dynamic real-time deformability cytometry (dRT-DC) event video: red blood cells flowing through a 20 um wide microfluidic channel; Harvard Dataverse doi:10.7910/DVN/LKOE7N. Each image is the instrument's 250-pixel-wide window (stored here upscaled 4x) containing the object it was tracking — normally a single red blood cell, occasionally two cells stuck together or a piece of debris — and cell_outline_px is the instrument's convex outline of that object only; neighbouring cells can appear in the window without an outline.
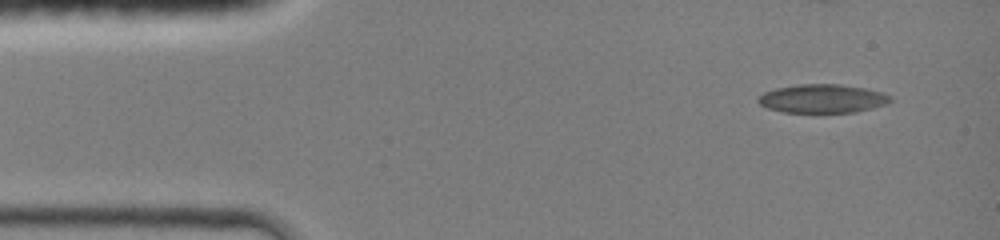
{"species": "common noctule bat (a hibernating species)", "species_latin": "Nyctalus noctula", "temperature_condition": "room temperature", "stored_images_in_passage": 41, "camera_frame_rate_fps": 3000, "um_per_image_px": 0.085, "animal": {"sex": "female", "body_mass_g": 19.0, "forearm_length_mm": 51.5}, "frame": {"image": 1, "passage_image": 1, "time_ms": 0.0, "image_size_px": [1000, 240], "cell_outline_px": [[892, 100], [884, 104], [872, 108], [856, 112], [784, 112], [768, 108], [760, 104], [756, 100], [764, 92], [776, 88], [800, 84], [840, 84], [864, 88], [884, 92], [892, 96]], "centroid_in_image_um": [69.93, 8.37], "position_along_channel_um": 15.1, "area_um2": 21.96}}
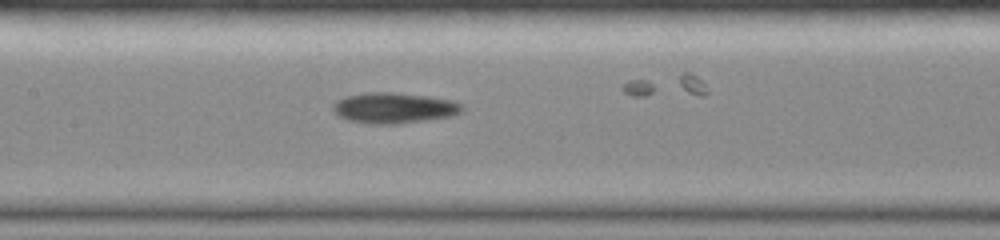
{"frame": {"image": 2, "passage_image": 18, "time_ms": 5.667, "image_size_px": [1000, 240], "cell_outline_px": [[464, 108], [460, 112], [452, 116], [400, 124], [372, 124], [348, 120], [340, 116], [332, 108], [332, 104], [336, 100], [348, 96], [368, 92], [392, 92], [424, 96], [452, 100], [460, 104]], "centroid_in_image_um": [33.48, 9.18], "position_along_channel_um": 173.9, "area_um2": 22.89}}
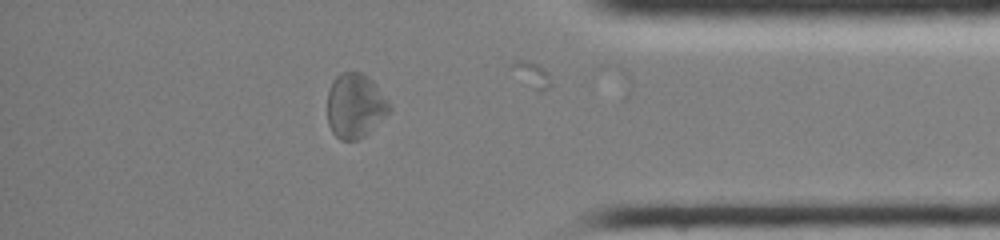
{"frame": {"image": 3, "passage_image": 35, "time_ms": 11.333, "image_size_px": [1000, 240], "cell_outline_px": [[392, 108], [364, 136], [356, 140], [340, 140], [332, 132], [328, 124], [328, 92], [332, 80], [340, 72], [360, 72], [368, 76], [372, 80], [392, 104]], "centroid_in_image_um": [30.18, 8.97], "position_along_channel_um": 405.0, "area_um2": 23.29}, "authors_computed_cell_mechanics": {"area_um2": 21.964, "velocity_mm_per_s": 4.3104, "shape_relaxation_time_tau1_ms": 2.5859, "shape_relaxation_time_tau2_ms": 10.0448, "deformation_change_tau1": 0.1185, "deformation_change_tau2": 0.2262}}